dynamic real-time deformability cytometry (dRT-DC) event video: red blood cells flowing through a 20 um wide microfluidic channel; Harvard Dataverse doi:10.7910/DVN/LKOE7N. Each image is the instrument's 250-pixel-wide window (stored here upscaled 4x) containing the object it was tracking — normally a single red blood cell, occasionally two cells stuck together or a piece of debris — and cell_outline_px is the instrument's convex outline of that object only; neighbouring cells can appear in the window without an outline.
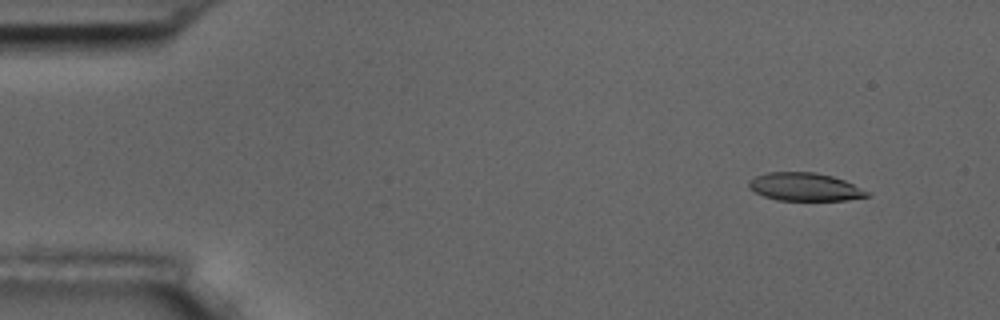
{"species": "common noctule bat (a hibernating species)", "species_latin": "Nyctalus noctula", "temperature_condition": "room temperature", "stored_images_in_passage": 5, "camera_frame_rate_fps": 3000, "um_per_image_px": 0.085, "animal": {"sex": "male", "body_mass_g": 17.5, "forearm_length_mm": 52.3}, "frame": {"image": 1, "passage_image": 2, "time_ms": 1.0, "image_size_px": [1000, 320], "cell_outline_px": [[868, 196], [848, 200], [776, 200], [764, 196], [748, 188], [748, 184], [756, 176], [768, 172], [816, 172], [832, 176], [844, 180], [868, 192]], "centroid_in_image_um": [68.39, 15.88], "position_along_channel_um": 16.6, "area_um2": 19.07}}
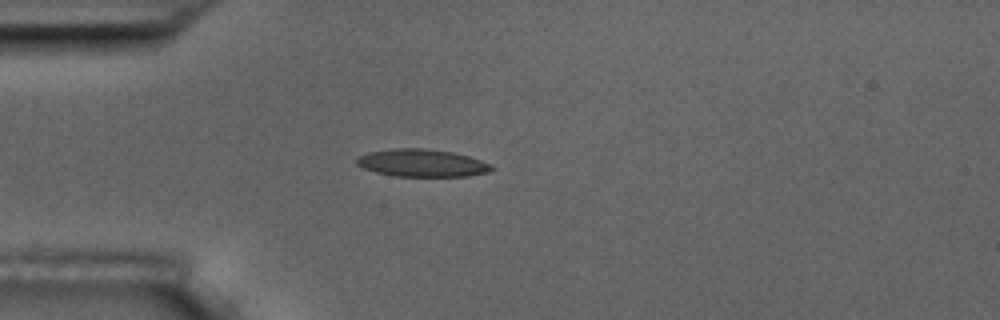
{"frame": {"image": 2, "passage_image": 4, "time_ms": 4.333, "image_size_px": [1000, 320], "cell_outline_px": [[496, 168], [488, 172], [468, 176], [396, 176], [376, 172], [364, 168], [356, 164], [356, 160], [360, 156], [368, 152], [388, 148], [424, 148], [452, 152], [468, 156], [492, 164]], "centroid_in_image_um": [35.88, 13.85], "position_along_channel_um": 49.1, "area_um2": 21.68}}